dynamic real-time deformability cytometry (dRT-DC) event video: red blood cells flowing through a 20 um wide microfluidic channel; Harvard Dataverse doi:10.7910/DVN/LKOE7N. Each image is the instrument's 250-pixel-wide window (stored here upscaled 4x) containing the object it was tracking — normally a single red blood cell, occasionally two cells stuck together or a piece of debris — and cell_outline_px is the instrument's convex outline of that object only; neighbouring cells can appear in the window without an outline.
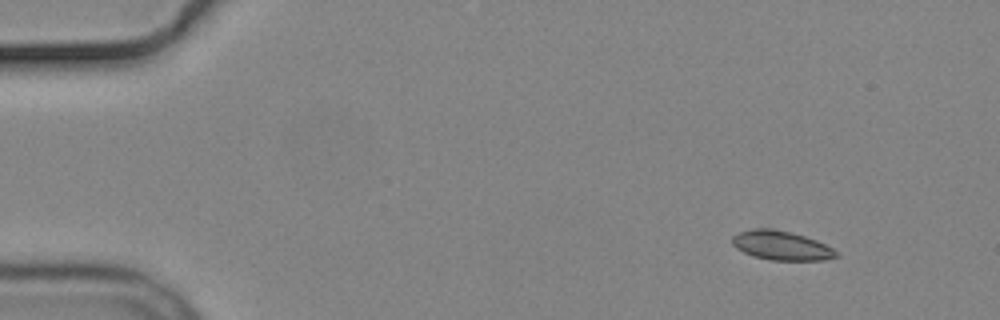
{"species": "common noctule bat (a hibernating species)", "species_latin": "Nyctalus noctula", "temperature_condition": "cold", "stored_images_in_passage": 4, "camera_frame_rate_fps": 3000, "um_per_image_px": 0.085, "animal": {"sex": "male", "body_mass_g": 19.2, "forearm_length_mm": 51.8}, "frame": {"image": 1, "passage_image": 1, "time_ms": 0.0, "image_size_px": [1000, 320], "cell_outline_px": [[840, 256], [824, 260], [772, 260], [752, 256], [736, 248], [732, 244], [732, 236], [740, 232], [752, 228], [772, 228], [804, 236], [816, 240], [832, 248]], "centroid_in_image_um": [66.39, 20.87], "position_along_channel_um": 18.6, "area_um2": 17.57}}